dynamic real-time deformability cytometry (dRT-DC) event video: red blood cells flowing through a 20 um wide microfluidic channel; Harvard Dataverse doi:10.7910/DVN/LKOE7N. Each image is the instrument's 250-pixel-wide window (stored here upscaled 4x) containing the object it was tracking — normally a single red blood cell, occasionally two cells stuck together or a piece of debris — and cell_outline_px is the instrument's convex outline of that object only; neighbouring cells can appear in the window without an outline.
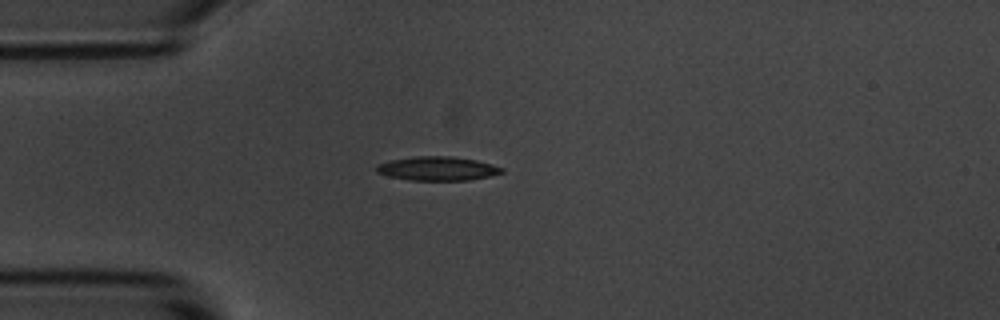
{"species": "common noctule bat (a hibernating species)", "species_latin": "Nyctalus noctula", "temperature_condition": "room temperature", "stored_images_in_passage": 41, "camera_frame_rate_fps": 3000, "um_per_image_px": 0.085, "animal": {"sex": "male", "body_mass_g": 20.1, "forearm_length_mm": 53.5}, "frame": {"image": 1, "passage_image": 1, "time_ms": 0.0, "image_size_px": [1000, 320], "cell_outline_px": [[504, 172], [488, 176], [468, 180], [408, 180], [388, 176], [376, 172], [376, 164], [388, 160], [416, 156], [452, 156], [476, 160], [492, 164], [504, 168]], "centroid_in_image_um": [37.15, 14.32], "position_along_channel_um": 47.8, "area_um2": 17.57}}
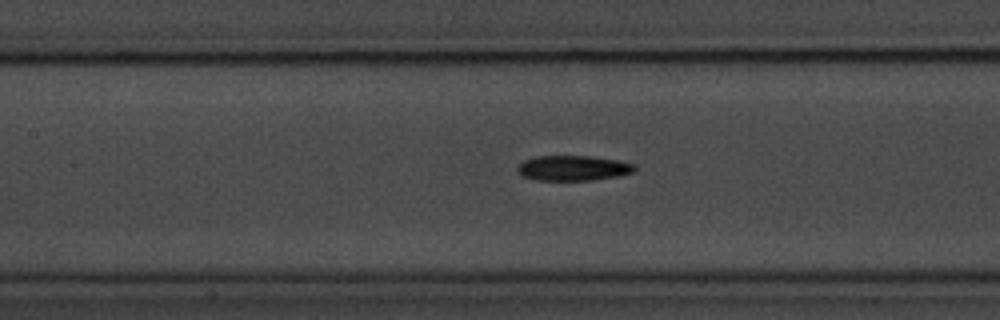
{"frame": {"image": 2, "passage_image": 11, "time_ms": 3.333, "image_size_px": [1000, 320], "cell_outline_px": [[636, 168], [632, 172], [616, 176], [592, 180], [532, 180], [520, 176], [516, 172], [516, 168], [524, 160], [536, 156], [592, 156], [616, 160], [636, 164]], "centroid_in_image_um": [48.65, 14.29], "position_along_channel_um": 158.8, "area_um2": 17.28}}
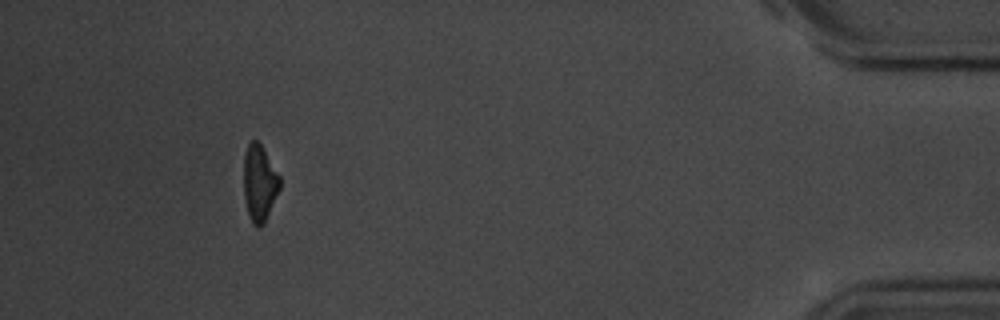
{"frame": {"image": 3, "passage_image": 37, "time_ms": 12.0, "image_size_px": [1000, 320], "cell_outline_px": [[280, 188], [264, 224], [260, 228], [256, 228], [252, 224], [248, 212], [244, 196], [244, 152], [248, 144], [252, 140], [256, 140], [260, 144], [280, 176]], "centroid_in_image_um": [22.05, 15.59], "position_along_channel_um": 413.2, "area_um2": 16.01}, "authors_computed_cell_mechanics": {"area_um2": 17.2822, "velocity_mm_per_s": 3.677, "shape_relaxation_time_tau1_ms": 2.9076, "shape_relaxation_time_tau2_ms": 6.2929, "deformation_change_tau1": 0.16, "deformation_change_tau2": 0.1647}}